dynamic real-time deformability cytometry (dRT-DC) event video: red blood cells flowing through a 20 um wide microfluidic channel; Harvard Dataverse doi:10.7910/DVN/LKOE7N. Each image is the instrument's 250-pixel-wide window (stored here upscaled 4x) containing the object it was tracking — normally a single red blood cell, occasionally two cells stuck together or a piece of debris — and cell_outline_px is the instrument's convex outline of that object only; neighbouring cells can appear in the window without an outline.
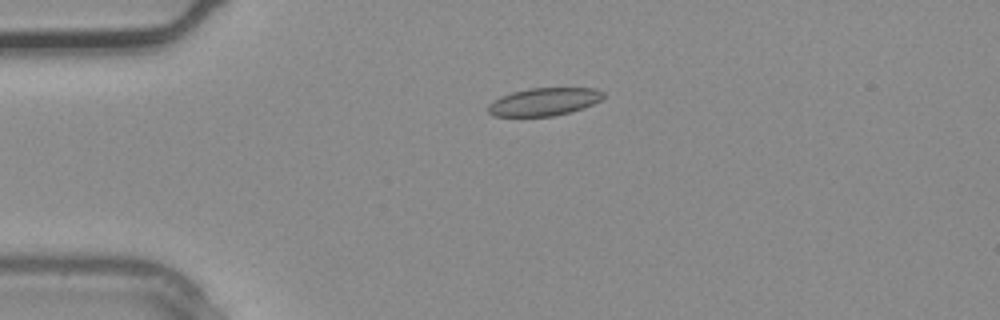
{"species": "common noctule bat (a hibernating species)", "species_latin": "Nyctalus noctula", "temperature_condition": "warm", "stored_images_in_passage": 3, "camera_frame_rate_fps": 3000, "um_per_image_px": 0.085, "animal": {"sex": "male", "body_mass_g": 20.4}, "frame": {"image": 1, "passage_image": 3, "time_ms": 0.667, "image_size_px": [1000, 320], "cell_outline_px": [[604, 96], [600, 100], [584, 108], [552, 116], [492, 116], [488, 112], [488, 104], [500, 96], [512, 92], [528, 88], [596, 88], [604, 92]], "centroid_in_image_um": [46.23, 8.64], "position_along_channel_um": 38.8, "area_um2": 18.67}}